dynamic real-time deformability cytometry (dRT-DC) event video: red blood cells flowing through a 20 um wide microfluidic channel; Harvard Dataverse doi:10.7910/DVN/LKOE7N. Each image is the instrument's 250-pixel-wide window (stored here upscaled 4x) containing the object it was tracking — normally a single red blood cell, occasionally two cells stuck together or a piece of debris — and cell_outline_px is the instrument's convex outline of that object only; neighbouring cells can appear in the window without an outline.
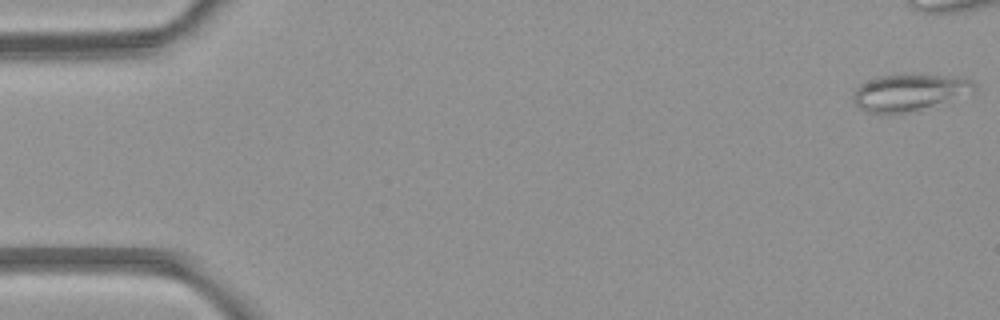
{"species": "common noctule bat (a hibernating species)", "species_latin": "Nyctalus noctula", "temperature_condition": "room temperature", "stored_images_in_passage": 5, "camera_frame_rate_fps": 3000, "um_per_image_px": 0.085, "animal": {"sex": "female", "body_mass_g": 21.9}, "frame": {"image": 1, "passage_image": 1, "time_ms": 0.0, "image_size_px": [1000, 320], "cell_outline_px": [[976, 92], [920, 108], [904, 112], [864, 112], [852, 100], [852, 96], [856, 88], [860, 84], [876, 76], [904, 72], [920, 72], [964, 76], [972, 80], [976, 84]], "centroid_in_image_um": [77.34, 7.75], "position_along_channel_um": 7.7, "area_um2": 26.65}}